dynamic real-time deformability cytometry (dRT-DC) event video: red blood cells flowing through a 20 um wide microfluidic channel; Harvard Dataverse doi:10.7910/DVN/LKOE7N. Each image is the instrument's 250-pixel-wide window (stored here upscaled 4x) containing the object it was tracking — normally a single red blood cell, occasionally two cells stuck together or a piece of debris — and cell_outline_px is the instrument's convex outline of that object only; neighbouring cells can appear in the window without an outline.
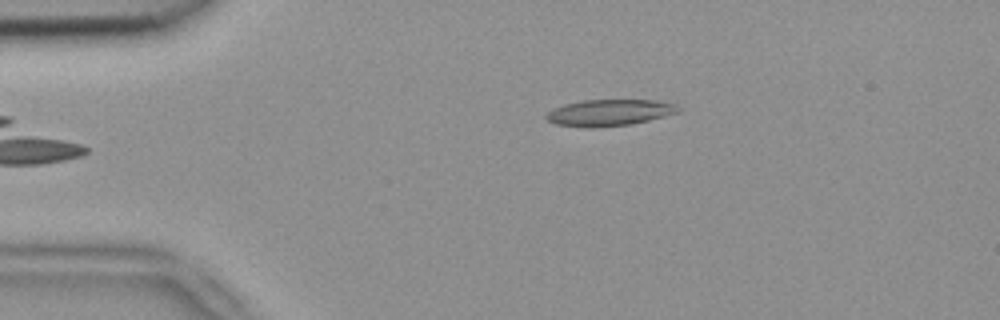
{"species": "common noctule bat (a hibernating species)", "species_latin": "Nyctalus noctula", "temperature_condition": "room temperature", "stored_images_in_passage": 4, "camera_frame_rate_fps": 3000, "um_per_image_px": 0.085, "animal": {"sex": "female", "body_mass_g": 18.4}, "frame": {"image": 1, "passage_image": 4, "time_ms": 1.0, "image_size_px": [1000, 320], "cell_outline_px": [[680, 112], [648, 120], [628, 124], [592, 128], [588, 128], [556, 124], [548, 120], [544, 116], [548, 112], [564, 104], [584, 100], [656, 100], [676, 104], [680, 108]], "centroid_in_image_um": [51.81, 9.57], "position_along_channel_um": 33.2, "area_um2": 20.17}}